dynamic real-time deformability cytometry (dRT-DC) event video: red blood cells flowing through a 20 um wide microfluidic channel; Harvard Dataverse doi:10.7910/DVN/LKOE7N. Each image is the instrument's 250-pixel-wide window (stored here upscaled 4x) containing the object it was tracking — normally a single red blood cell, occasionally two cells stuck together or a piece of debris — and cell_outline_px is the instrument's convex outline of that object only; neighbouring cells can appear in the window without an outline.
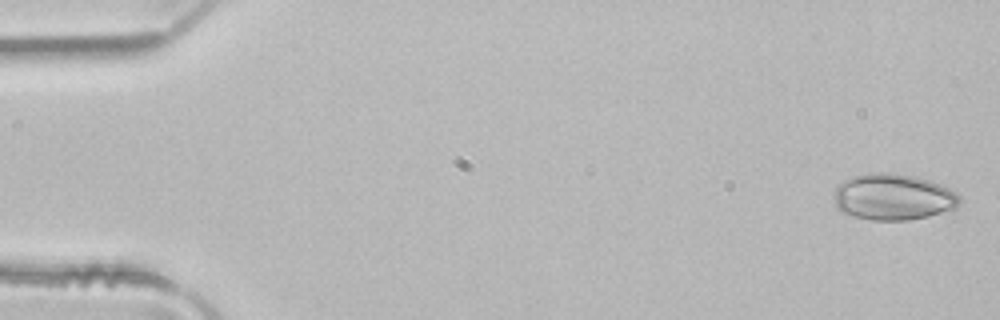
{"species": "common noctule bat (a hibernating species)", "species_latin": "Nyctalus noctula", "temperature_condition": "room temperature", "stored_images_in_passage": 5, "camera_frame_rate_fps": 3000, "um_per_image_px": 0.085, "animal": {"sex": "male", "body_mass_g": 21.5, "forearm_length_mm": 52.0}, "frame": {"image": 1, "passage_image": 1, "time_ms": 0.0, "image_size_px": [1000, 320], "cell_outline_px": [[960, 200], [956, 208], [928, 216], [908, 220], [872, 220], [840, 212], [836, 208], [836, 184], [852, 176], [868, 172], [884, 172], [916, 176], [928, 180], [948, 188], [956, 192], [960, 196]], "centroid_in_image_um": [75.9, 16.73], "position_along_channel_um": 9.1, "area_um2": 33.87}}
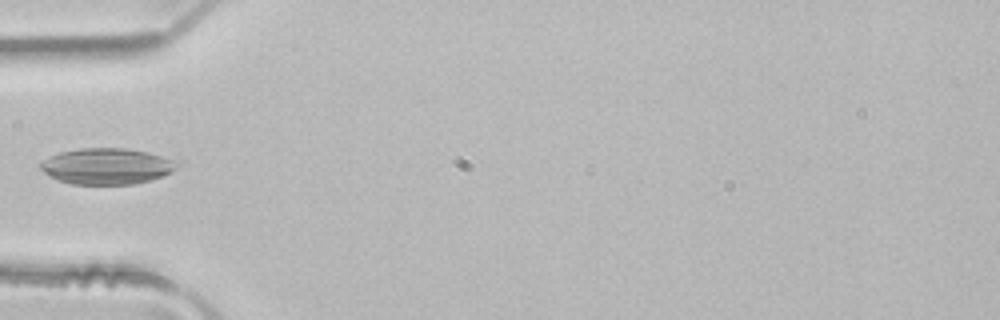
{"frame": {"image": 2, "passage_image": 4, "time_ms": 1.0, "image_size_px": [1000, 320], "cell_outline_px": [[180, 164], [176, 168], [164, 176], [152, 180], [132, 184], [72, 184], [56, 180], [48, 176], [40, 168], [40, 164], [44, 160], [60, 152], [80, 148], [124, 148], [148, 152], [176, 160]], "centroid_in_image_um": [9.09, 14.13], "position_along_channel_um": 75.9, "area_um2": 28.78}}
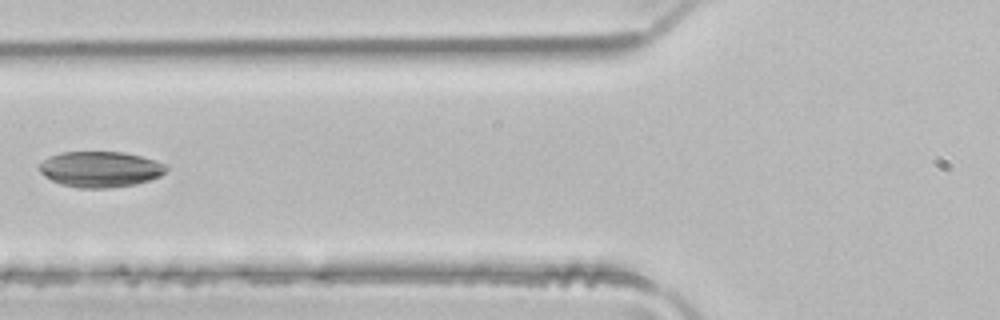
{"frame": {"image": 3, "passage_image": 5, "time_ms": 1.333, "image_size_px": [1000, 320], "cell_outline_px": [[168, 168], [160, 176], [136, 184], [108, 188], [80, 188], [60, 184], [44, 176], [36, 168], [44, 160], [52, 156], [64, 152], [124, 152], [140, 156], [168, 164]], "centroid_in_image_um": [8.53, 14.39], "position_along_channel_um": 117.3, "area_um2": 26.41}}